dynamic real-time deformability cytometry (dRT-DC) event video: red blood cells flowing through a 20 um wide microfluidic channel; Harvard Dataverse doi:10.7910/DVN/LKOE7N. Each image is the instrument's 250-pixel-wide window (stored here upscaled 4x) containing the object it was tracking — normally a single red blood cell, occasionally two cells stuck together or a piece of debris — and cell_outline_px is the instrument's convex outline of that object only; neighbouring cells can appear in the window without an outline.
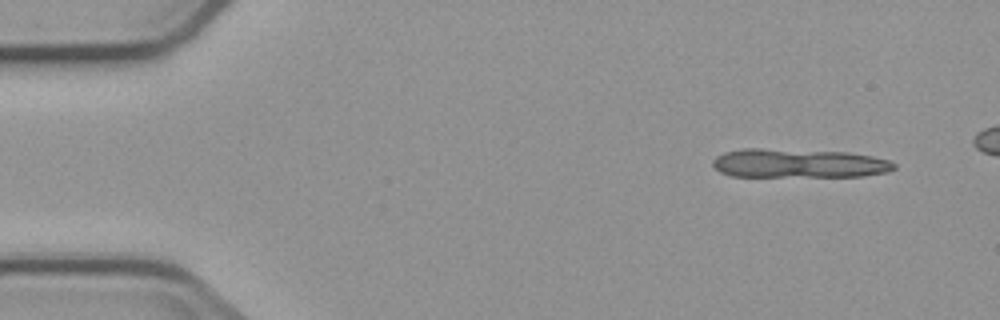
{"species": "common noctule bat (a hibernating species)", "species_latin": "Nyctalus noctula", "temperature_condition": "cold", "stored_images_in_passage": 6, "camera_frame_rate_fps": 3000, "um_per_image_px": 0.085, "animal": {"sex": "male", "body_mass_g": 23.1, "forearm_length_mm": 52.7}, "frame": {"image": 1, "passage_image": 1, "time_ms": 0.0, "image_size_px": [1000, 320], "cell_outline_px": [[896, 168], [888, 172], [860, 176], [732, 176], [720, 172], [712, 164], [712, 160], [716, 156], [724, 152], [744, 148], [760, 148], [848, 152], [872, 156], [888, 160], [896, 164]], "centroid_in_image_um": [67.87, 13.87], "position_along_channel_um": 17.1, "area_um2": 30.63}}